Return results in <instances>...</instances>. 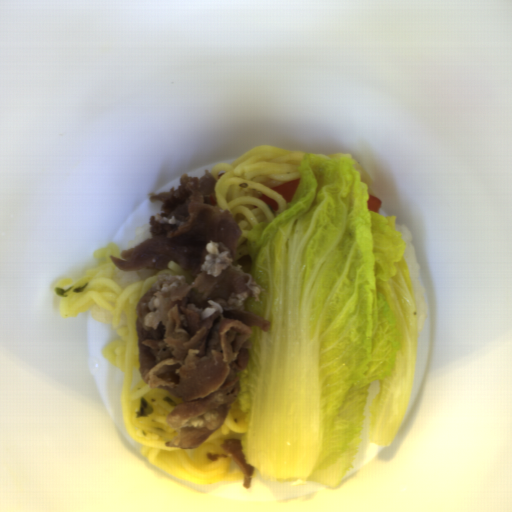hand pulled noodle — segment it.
Returning <instances> with one entry per match:
<instances>
[{
	"label": "hand pulled noodle",
	"mask_w": 512,
	"mask_h": 512,
	"mask_svg": "<svg viewBox=\"0 0 512 512\" xmlns=\"http://www.w3.org/2000/svg\"><path fill=\"white\" fill-rule=\"evenodd\" d=\"M121 250L116 243L108 241L105 247L94 253V257L103 259L105 263L89 269L79 280L65 278L57 283L56 288L61 287L64 290L88 283L80 293L59 296L60 314L63 318H72L94 304L100 305L111 314V327L115 329L116 337L101 352L104 358L121 370L125 428L139 444L145 459L167 475L198 485L244 480L234 454H228L220 447L225 439H239L244 453L247 437L246 414L237 402H232L225 422L201 444L193 448L166 445V442L176 445L179 443L180 430L167 424V416L176 405L184 401L172 396L165 388H151L143 382L139 371L136 306L144 292L156 284L160 274L181 276L187 283L192 282V278L172 259L167 268L158 269L149 277L122 288L111 278L117 266L109 258V255H113L120 259ZM142 396L155 408V412L137 419L135 413L139 410ZM207 451L228 455L211 462L206 458Z\"/></svg>",
	"instance_id": "hand-pulled-noodle-1"
},
{
	"label": "hand pulled noodle",
	"mask_w": 512,
	"mask_h": 512,
	"mask_svg": "<svg viewBox=\"0 0 512 512\" xmlns=\"http://www.w3.org/2000/svg\"><path fill=\"white\" fill-rule=\"evenodd\" d=\"M305 153L322 158H353L346 153H310L267 144L252 148L233 162L215 164L211 174L217 180L214 192L220 211H230L242 229L236 251L249 243L248 234L255 224L270 222L275 216L276 211L259 197L266 195L275 200L277 209L286 207L288 202L272 188L297 180Z\"/></svg>",
	"instance_id": "hand-pulled-noodle-2"
}]
</instances>
